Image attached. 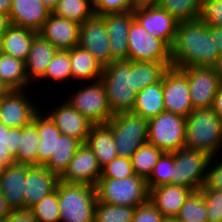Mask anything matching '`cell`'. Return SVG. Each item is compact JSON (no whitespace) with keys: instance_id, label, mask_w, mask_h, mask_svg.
<instances>
[{"instance_id":"6da1fadb","label":"cell","mask_w":222,"mask_h":222,"mask_svg":"<svg viewBox=\"0 0 222 222\" xmlns=\"http://www.w3.org/2000/svg\"><path fill=\"white\" fill-rule=\"evenodd\" d=\"M218 55L214 44V26H208L199 18L178 22L170 47L172 67H212Z\"/></svg>"},{"instance_id":"7a4b0ae2","label":"cell","mask_w":222,"mask_h":222,"mask_svg":"<svg viewBox=\"0 0 222 222\" xmlns=\"http://www.w3.org/2000/svg\"><path fill=\"white\" fill-rule=\"evenodd\" d=\"M100 81L113 114L132 111L137 96L134 61H112L103 67Z\"/></svg>"},{"instance_id":"3957f363","label":"cell","mask_w":222,"mask_h":222,"mask_svg":"<svg viewBox=\"0 0 222 222\" xmlns=\"http://www.w3.org/2000/svg\"><path fill=\"white\" fill-rule=\"evenodd\" d=\"M185 147L219 156L222 150V120L212 108L194 109L186 117Z\"/></svg>"},{"instance_id":"277c9868","label":"cell","mask_w":222,"mask_h":222,"mask_svg":"<svg viewBox=\"0 0 222 222\" xmlns=\"http://www.w3.org/2000/svg\"><path fill=\"white\" fill-rule=\"evenodd\" d=\"M57 193L60 222H94L97 203L94 186L60 180Z\"/></svg>"},{"instance_id":"5b68a950","label":"cell","mask_w":222,"mask_h":222,"mask_svg":"<svg viewBox=\"0 0 222 222\" xmlns=\"http://www.w3.org/2000/svg\"><path fill=\"white\" fill-rule=\"evenodd\" d=\"M97 201L137 207L149 201L150 190L147 180L132 175L123 179L99 178L95 185Z\"/></svg>"},{"instance_id":"8992f818","label":"cell","mask_w":222,"mask_h":222,"mask_svg":"<svg viewBox=\"0 0 222 222\" xmlns=\"http://www.w3.org/2000/svg\"><path fill=\"white\" fill-rule=\"evenodd\" d=\"M111 127L119 157L131 159L132 154L148 142V120L131 111L114 114L107 122Z\"/></svg>"},{"instance_id":"52a82bcc","label":"cell","mask_w":222,"mask_h":222,"mask_svg":"<svg viewBox=\"0 0 222 222\" xmlns=\"http://www.w3.org/2000/svg\"><path fill=\"white\" fill-rule=\"evenodd\" d=\"M186 117L162 112L148 120V143L172 153L185 146Z\"/></svg>"},{"instance_id":"ba28073f","label":"cell","mask_w":222,"mask_h":222,"mask_svg":"<svg viewBox=\"0 0 222 222\" xmlns=\"http://www.w3.org/2000/svg\"><path fill=\"white\" fill-rule=\"evenodd\" d=\"M174 154L173 184L199 191L205 182L211 156L196 149L182 147Z\"/></svg>"},{"instance_id":"9c48e42d","label":"cell","mask_w":222,"mask_h":222,"mask_svg":"<svg viewBox=\"0 0 222 222\" xmlns=\"http://www.w3.org/2000/svg\"><path fill=\"white\" fill-rule=\"evenodd\" d=\"M86 84L87 86L81 85L73 95L70 94L66 101L93 124L107 123L114 114L109 107L101 81Z\"/></svg>"},{"instance_id":"30bf717a","label":"cell","mask_w":222,"mask_h":222,"mask_svg":"<svg viewBox=\"0 0 222 222\" xmlns=\"http://www.w3.org/2000/svg\"><path fill=\"white\" fill-rule=\"evenodd\" d=\"M128 60L135 62H171L170 48L152 36L135 19L128 33Z\"/></svg>"},{"instance_id":"8fae6325","label":"cell","mask_w":222,"mask_h":222,"mask_svg":"<svg viewBox=\"0 0 222 222\" xmlns=\"http://www.w3.org/2000/svg\"><path fill=\"white\" fill-rule=\"evenodd\" d=\"M179 69L188 79L193 109L211 108L221 83L213 67L191 66Z\"/></svg>"},{"instance_id":"7c38bea8","label":"cell","mask_w":222,"mask_h":222,"mask_svg":"<svg viewBox=\"0 0 222 222\" xmlns=\"http://www.w3.org/2000/svg\"><path fill=\"white\" fill-rule=\"evenodd\" d=\"M163 101L168 113L187 117L194 110L188 79L179 68L169 67L163 74Z\"/></svg>"},{"instance_id":"4fadbf2b","label":"cell","mask_w":222,"mask_h":222,"mask_svg":"<svg viewBox=\"0 0 222 222\" xmlns=\"http://www.w3.org/2000/svg\"><path fill=\"white\" fill-rule=\"evenodd\" d=\"M27 91V92H26ZM28 90H11L0 100V122L7 127L21 128L33 122L40 111ZM31 98V99H30Z\"/></svg>"},{"instance_id":"5bb4252c","label":"cell","mask_w":222,"mask_h":222,"mask_svg":"<svg viewBox=\"0 0 222 222\" xmlns=\"http://www.w3.org/2000/svg\"><path fill=\"white\" fill-rule=\"evenodd\" d=\"M109 44L102 15L93 14L80 24L79 46L87 50L102 67L111 63Z\"/></svg>"},{"instance_id":"9a60e30c","label":"cell","mask_w":222,"mask_h":222,"mask_svg":"<svg viewBox=\"0 0 222 222\" xmlns=\"http://www.w3.org/2000/svg\"><path fill=\"white\" fill-rule=\"evenodd\" d=\"M133 16L152 36L171 47L178 25V21L171 14L157 4H150L137 6L133 10Z\"/></svg>"},{"instance_id":"2e32d148","label":"cell","mask_w":222,"mask_h":222,"mask_svg":"<svg viewBox=\"0 0 222 222\" xmlns=\"http://www.w3.org/2000/svg\"><path fill=\"white\" fill-rule=\"evenodd\" d=\"M101 177V167L93 151L86 143H82L76 150L60 180L66 183H82L94 186Z\"/></svg>"},{"instance_id":"e0dca14e","label":"cell","mask_w":222,"mask_h":222,"mask_svg":"<svg viewBox=\"0 0 222 222\" xmlns=\"http://www.w3.org/2000/svg\"><path fill=\"white\" fill-rule=\"evenodd\" d=\"M58 105L54 106V109L51 106V110L46 114L63 135L75 137L81 143H85L93 123L67 101L64 100Z\"/></svg>"},{"instance_id":"ac0fdd59","label":"cell","mask_w":222,"mask_h":222,"mask_svg":"<svg viewBox=\"0 0 222 222\" xmlns=\"http://www.w3.org/2000/svg\"><path fill=\"white\" fill-rule=\"evenodd\" d=\"M102 16L110 41L111 62L128 60V33L134 20L133 11L104 14Z\"/></svg>"},{"instance_id":"d6986e66","label":"cell","mask_w":222,"mask_h":222,"mask_svg":"<svg viewBox=\"0 0 222 222\" xmlns=\"http://www.w3.org/2000/svg\"><path fill=\"white\" fill-rule=\"evenodd\" d=\"M38 34L58 50H70L79 45L80 24L50 13Z\"/></svg>"},{"instance_id":"ffe728a7","label":"cell","mask_w":222,"mask_h":222,"mask_svg":"<svg viewBox=\"0 0 222 222\" xmlns=\"http://www.w3.org/2000/svg\"><path fill=\"white\" fill-rule=\"evenodd\" d=\"M60 181V177L44 166H31L26 173L24 187V210L53 193Z\"/></svg>"},{"instance_id":"44dd1931","label":"cell","mask_w":222,"mask_h":222,"mask_svg":"<svg viewBox=\"0 0 222 222\" xmlns=\"http://www.w3.org/2000/svg\"><path fill=\"white\" fill-rule=\"evenodd\" d=\"M30 165L12 164L0 172V193L10 210H24V187Z\"/></svg>"},{"instance_id":"7402d4cb","label":"cell","mask_w":222,"mask_h":222,"mask_svg":"<svg viewBox=\"0 0 222 222\" xmlns=\"http://www.w3.org/2000/svg\"><path fill=\"white\" fill-rule=\"evenodd\" d=\"M50 13L41 0H11L9 20L13 26L38 33Z\"/></svg>"},{"instance_id":"603a6c76","label":"cell","mask_w":222,"mask_h":222,"mask_svg":"<svg viewBox=\"0 0 222 222\" xmlns=\"http://www.w3.org/2000/svg\"><path fill=\"white\" fill-rule=\"evenodd\" d=\"M192 189L178 184H162L150 189L149 200L165 218H175Z\"/></svg>"},{"instance_id":"cb8c5ba5","label":"cell","mask_w":222,"mask_h":222,"mask_svg":"<svg viewBox=\"0 0 222 222\" xmlns=\"http://www.w3.org/2000/svg\"><path fill=\"white\" fill-rule=\"evenodd\" d=\"M57 48L48 40L37 34L31 44L28 57L25 61L27 80L31 84L38 82L45 74L48 64L51 62Z\"/></svg>"},{"instance_id":"d4e9b609","label":"cell","mask_w":222,"mask_h":222,"mask_svg":"<svg viewBox=\"0 0 222 222\" xmlns=\"http://www.w3.org/2000/svg\"><path fill=\"white\" fill-rule=\"evenodd\" d=\"M96 156L102 168L118 156L111 127L107 124H93L85 142Z\"/></svg>"},{"instance_id":"484cf974","label":"cell","mask_w":222,"mask_h":222,"mask_svg":"<svg viewBox=\"0 0 222 222\" xmlns=\"http://www.w3.org/2000/svg\"><path fill=\"white\" fill-rule=\"evenodd\" d=\"M70 66L72 80L78 81V85L80 82L82 84L100 80L103 72L100 63L79 45L70 49Z\"/></svg>"},{"instance_id":"4316f807","label":"cell","mask_w":222,"mask_h":222,"mask_svg":"<svg viewBox=\"0 0 222 222\" xmlns=\"http://www.w3.org/2000/svg\"><path fill=\"white\" fill-rule=\"evenodd\" d=\"M36 31L11 25L0 38L3 54L26 61Z\"/></svg>"},{"instance_id":"83f0119b","label":"cell","mask_w":222,"mask_h":222,"mask_svg":"<svg viewBox=\"0 0 222 222\" xmlns=\"http://www.w3.org/2000/svg\"><path fill=\"white\" fill-rule=\"evenodd\" d=\"M43 108L35 115L33 124L39 134L37 150V166H43L54 153L55 140L62 134L51 118L43 112Z\"/></svg>"},{"instance_id":"f1b7e54d","label":"cell","mask_w":222,"mask_h":222,"mask_svg":"<svg viewBox=\"0 0 222 222\" xmlns=\"http://www.w3.org/2000/svg\"><path fill=\"white\" fill-rule=\"evenodd\" d=\"M131 112L141 115L147 120L165 112L163 101V77L159 82L149 85L137 93L134 107Z\"/></svg>"},{"instance_id":"f546056e","label":"cell","mask_w":222,"mask_h":222,"mask_svg":"<svg viewBox=\"0 0 222 222\" xmlns=\"http://www.w3.org/2000/svg\"><path fill=\"white\" fill-rule=\"evenodd\" d=\"M81 144L75 137L61 134L55 140L54 153L43 166L60 177Z\"/></svg>"},{"instance_id":"4dcf8cb0","label":"cell","mask_w":222,"mask_h":222,"mask_svg":"<svg viewBox=\"0 0 222 222\" xmlns=\"http://www.w3.org/2000/svg\"><path fill=\"white\" fill-rule=\"evenodd\" d=\"M0 80L11 90H24L31 85L27 80L25 61L6 54L0 57Z\"/></svg>"},{"instance_id":"1f68e13d","label":"cell","mask_w":222,"mask_h":222,"mask_svg":"<svg viewBox=\"0 0 222 222\" xmlns=\"http://www.w3.org/2000/svg\"><path fill=\"white\" fill-rule=\"evenodd\" d=\"M39 139L37 128L33 123L22 127L20 146L17 155L14 157L15 164L37 166Z\"/></svg>"},{"instance_id":"d6a6232c","label":"cell","mask_w":222,"mask_h":222,"mask_svg":"<svg viewBox=\"0 0 222 222\" xmlns=\"http://www.w3.org/2000/svg\"><path fill=\"white\" fill-rule=\"evenodd\" d=\"M172 62H135V91L138 93L149 85L159 82Z\"/></svg>"},{"instance_id":"836d02e7","label":"cell","mask_w":222,"mask_h":222,"mask_svg":"<svg viewBox=\"0 0 222 222\" xmlns=\"http://www.w3.org/2000/svg\"><path fill=\"white\" fill-rule=\"evenodd\" d=\"M163 153L162 150L148 142L140 146L131 157L134 173L148 180Z\"/></svg>"},{"instance_id":"e575fe53","label":"cell","mask_w":222,"mask_h":222,"mask_svg":"<svg viewBox=\"0 0 222 222\" xmlns=\"http://www.w3.org/2000/svg\"><path fill=\"white\" fill-rule=\"evenodd\" d=\"M22 127H7L0 122V166L6 167L15 164L14 157L19 149Z\"/></svg>"},{"instance_id":"d590c367","label":"cell","mask_w":222,"mask_h":222,"mask_svg":"<svg viewBox=\"0 0 222 222\" xmlns=\"http://www.w3.org/2000/svg\"><path fill=\"white\" fill-rule=\"evenodd\" d=\"M203 0H158L157 5L178 22L199 18Z\"/></svg>"},{"instance_id":"8d00e7d4","label":"cell","mask_w":222,"mask_h":222,"mask_svg":"<svg viewBox=\"0 0 222 222\" xmlns=\"http://www.w3.org/2000/svg\"><path fill=\"white\" fill-rule=\"evenodd\" d=\"M52 13L82 24L94 14V10L90 0H58Z\"/></svg>"},{"instance_id":"74e56055","label":"cell","mask_w":222,"mask_h":222,"mask_svg":"<svg viewBox=\"0 0 222 222\" xmlns=\"http://www.w3.org/2000/svg\"><path fill=\"white\" fill-rule=\"evenodd\" d=\"M54 82H66L72 80V71L70 66V50H57L51 62L48 64L44 76L39 80Z\"/></svg>"},{"instance_id":"f35d334b","label":"cell","mask_w":222,"mask_h":222,"mask_svg":"<svg viewBox=\"0 0 222 222\" xmlns=\"http://www.w3.org/2000/svg\"><path fill=\"white\" fill-rule=\"evenodd\" d=\"M179 222H208L207 208L201 191H193L184 201L178 215Z\"/></svg>"},{"instance_id":"ab89813d","label":"cell","mask_w":222,"mask_h":222,"mask_svg":"<svg viewBox=\"0 0 222 222\" xmlns=\"http://www.w3.org/2000/svg\"><path fill=\"white\" fill-rule=\"evenodd\" d=\"M136 207L97 201L94 222H132Z\"/></svg>"},{"instance_id":"60d3db41","label":"cell","mask_w":222,"mask_h":222,"mask_svg":"<svg viewBox=\"0 0 222 222\" xmlns=\"http://www.w3.org/2000/svg\"><path fill=\"white\" fill-rule=\"evenodd\" d=\"M36 222H60L57 188L29 209Z\"/></svg>"},{"instance_id":"b9f144b4","label":"cell","mask_w":222,"mask_h":222,"mask_svg":"<svg viewBox=\"0 0 222 222\" xmlns=\"http://www.w3.org/2000/svg\"><path fill=\"white\" fill-rule=\"evenodd\" d=\"M174 166V154L164 152L147 180L149 190L162 184L173 183Z\"/></svg>"},{"instance_id":"7bdbcfd3","label":"cell","mask_w":222,"mask_h":222,"mask_svg":"<svg viewBox=\"0 0 222 222\" xmlns=\"http://www.w3.org/2000/svg\"><path fill=\"white\" fill-rule=\"evenodd\" d=\"M135 175L131 159L117 156L101 168V177L108 179H123Z\"/></svg>"},{"instance_id":"ee69618b","label":"cell","mask_w":222,"mask_h":222,"mask_svg":"<svg viewBox=\"0 0 222 222\" xmlns=\"http://www.w3.org/2000/svg\"><path fill=\"white\" fill-rule=\"evenodd\" d=\"M94 14L104 15L133 11L137 6L133 0H90Z\"/></svg>"},{"instance_id":"f6af8a7d","label":"cell","mask_w":222,"mask_h":222,"mask_svg":"<svg viewBox=\"0 0 222 222\" xmlns=\"http://www.w3.org/2000/svg\"><path fill=\"white\" fill-rule=\"evenodd\" d=\"M207 208L208 222H222V191L200 189Z\"/></svg>"},{"instance_id":"bcb514c9","label":"cell","mask_w":222,"mask_h":222,"mask_svg":"<svg viewBox=\"0 0 222 222\" xmlns=\"http://www.w3.org/2000/svg\"><path fill=\"white\" fill-rule=\"evenodd\" d=\"M199 19L208 26L222 27V0H203Z\"/></svg>"},{"instance_id":"7dc6e473","label":"cell","mask_w":222,"mask_h":222,"mask_svg":"<svg viewBox=\"0 0 222 222\" xmlns=\"http://www.w3.org/2000/svg\"><path fill=\"white\" fill-rule=\"evenodd\" d=\"M220 157H211L207 167L205 182L201 189L222 191V160Z\"/></svg>"},{"instance_id":"c3c4849f","label":"cell","mask_w":222,"mask_h":222,"mask_svg":"<svg viewBox=\"0 0 222 222\" xmlns=\"http://www.w3.org/2000/svg\"><path fill=\"white\" fill-rule=\"evenodd\" d=\"M165 217L149 200L136 207L132 222H163Z\"/></svg>"},{"instance_id":"681fc988","label":"cell","mask_w":222,"mask_h":222,"mask_svg":"<svg viewBox=\"0 0 222 222\" xmlns=\"http://www.w3.org/2000/svg\"><path fill=\"white\" fill-rule=\"evenodd\" d=\"M2 222H36L30 210H11Z\"/></svg>"},{"instance_id":"f907efd6","label":"cell","mask_w":222,"mask_h":222,"mask_svg":"<svg viewBox=\"0 0 222 222\" xmlns=\"http://www.w3.org/2000/svg\"><path fill=\"white\" fill-rule=\"evenodd\" d=\"M222 120V82L220 83L211 107Z\"/></svg>"},{"instance_id":"816d5d0a","label":"cell","mask_w":222,"mask_h":222,"mask_svg":"<svg viewBox=\"0 0 222 222\" xmlns=\"http://www.w3.org/2000/svg\"><path fill=\"white\" fill-rule=\"evenodd\" d=\"M214 44L219 53H222V27L214 26Z\"/></svg>"},{"instance_id":"f5cc1de1","label":"cell","mask_w":222,"mask_h":222,"mask_svg":"<svg viewBox=\"0 0 222 222\" xmlns=\"http://www.w3.org/2000/svg\"><path fill=\"white\" fill-rule=\"evenodd\" d=\"M10 212L11 210L7 206L4 196L0 193V222H2Z\"/></svg>"},{"instance_id":"db71d44e","label":"cell","mask_w":222,"mask_h":222,"mask_svg":"<svg viewBox=\"0 0 222 222\" xmlns=\"http://www.w3.org/2000/svg\"><path fill=\"white\" fill-rule=\"evenodd\" d=\"M11 26L9 15L0 12V38L1 35Z\"/></svg>"},{"instance_id":"11a10c76","label":"cell","mask_w":222,"mask_h":222,"mask_svg":"<svg viewBox=\"0 0 222 222\" xmlns=\"http://www.w3.org/2000/svg\"><path fill=\"white\" fill-rule=\"evenodd\" d=\"M212 67H213L214 71L219 75V78L222 82V53H219V55Z\"/></svg>"},{"instance_id":"9f6ffc18","label":"cell","mask_w":222,"mask_h":222,"mask_svg":"<svg viewBox=\"0 0 222 222\" xmlns=\"http://www.w3.org/2000/svg\"><path fill=\"white\" fill-rule=\"evenodd\" d=\"M11 0H0V12L10 14Z\"/></svg>"},{"instance_id":"6f0895ef","label":"cell","mask_w":222,"mask_h":222,"mask_svg":"<svg viewBox=\"0 0 222 222\" xmlns=\"http://www.w3.org/2000/svg\"><path fill=\"white\" fill-rule=\"evenodd\" d=\"M58 0H41L44 6L52 13L54 8L56 7Z\"/></svg>"},{"instance_id":"680465c9","label":"cell","mask_w":222,"mask_h":222,"mask_svg":"<svg viewBox=\"0 0 222 222\" xmlns=\"http://www.w3.org/2000/svg\"><path fill=\"white\" fill-rule=\"evenodd\" d=\"M11 89L0 80V100L3 99Z\"/></svg>"},{"instance_id":"91938a15","label":"cell","mask_w":222,"mask_h":222,"mask_svg":"<svg viewBox=\"0 0 222 222\" xmlns=\"http://www.w3.org/2000/svg\"><path fill=\"white\" fill-rule=\"evenodd\" d=\"M136 6L139 5H150V4H157L158 0H133Z\"/></svg>"},{"instance_id":"94428289","label":"cell","mask_w":222,"mask_h":222,"mask_svg":"<svg viewBox=\"0 0 222 222\" xmlns=\"http://www.w3.org/2000/svg\"><path fill=\"white\" fill-rule=\"evenodd\" d=\"M163 222H179L176 218H165Z\"/></svg>"},{"instance_id":"6125c7cd","label":"cell","mask_w":222,"mask_h":222,"mask_svg":"<svg viewBox=\"0 0 222 222\" xmlns=\"http://www.w3.org/2000/svg\"><path fill=\"white\" fill-rule=\"evenodd\" d=\"M2 54H3V52H2L1 47H0V57H1Z\"/></svg>"}]
</instances>
